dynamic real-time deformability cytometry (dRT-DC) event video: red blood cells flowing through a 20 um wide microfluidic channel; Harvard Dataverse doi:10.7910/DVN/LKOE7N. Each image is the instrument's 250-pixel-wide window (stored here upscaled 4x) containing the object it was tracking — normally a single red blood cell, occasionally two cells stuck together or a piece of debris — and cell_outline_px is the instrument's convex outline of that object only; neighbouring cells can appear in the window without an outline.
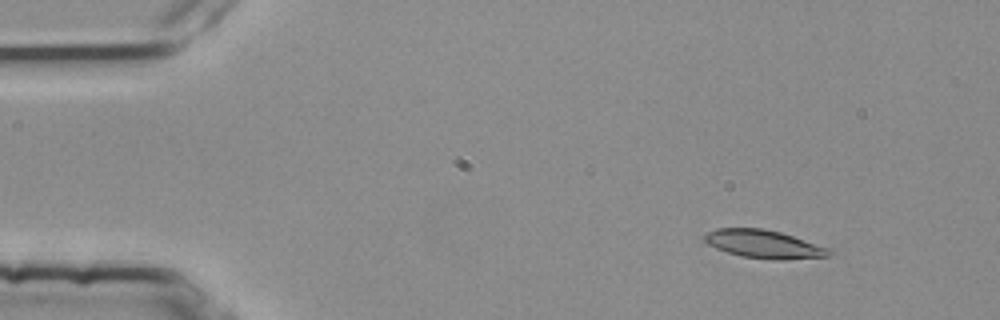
{"species": "common noctule bat (a hibernating species)", "species_latin": "Nyctalus noctula", "temperature_condition": "room temperature", "stored_images_in_passage": 48, "segment_of_instrument_passage": [1, 2], "camera_frame_rate_fps": 3000, "um_per_image_px": 0.085, "animal": {"sex": "female", "body_mass_g": 25.1}, "frame": {"image": 1, "passage_image": 1, "time_ms": 0.0, "image_size_px": [1000, 320], "cell_outline_px": [[836, 252], [828, 256], [784, 260], [772, 260], [740, 256], [716, 248], [708, 244], [704, 240], [704, 236], [708, 232], [716, 228], [764, 228], [780, 232], [836, 248]], "centroid_in_image_um": [65.06, 20.76], "position_along_channel_um": 19.9, "area_um2": 20.98}}
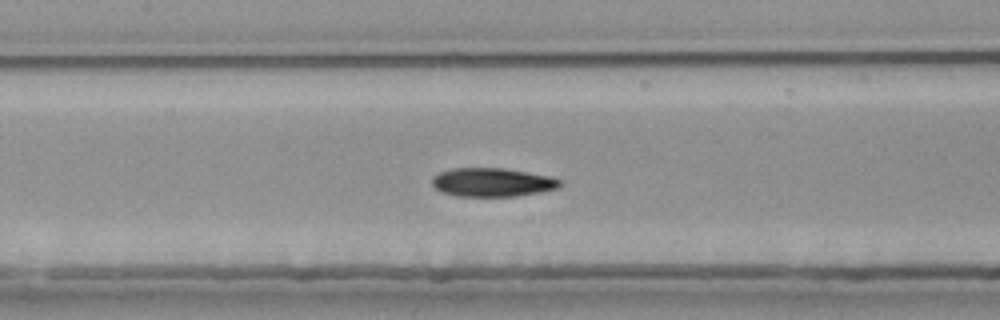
{"frame": {"image": 2, "passage_image": 20, "time_ms": 6.333, "image_size_px": [1000, 320], "cell_outline_px": [[564, 184], [560, 188], [540, 192], [516, 196], [456, 196], [440, 192], [432, 184], [432, 176], [440, 172], [452, 168], [500, 168], [552, 176], [560, 180]], "centroid_in_image_um": [41.86, 15.5], "position_along_channel_um": 165.5, "area_um2": 21.5}}
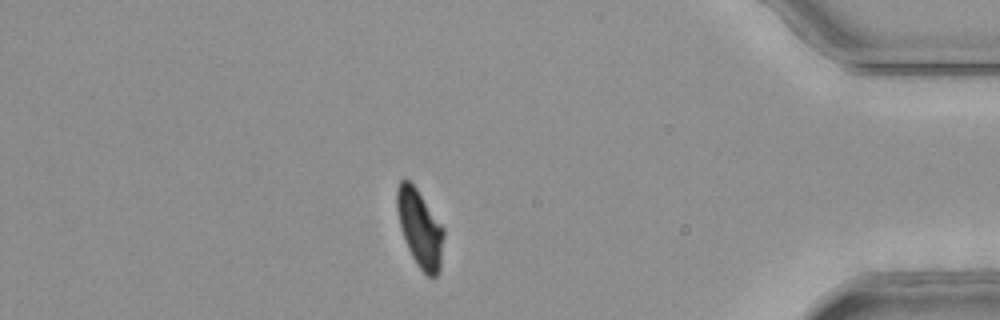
{"frame": {"image": 3, "passage_image": 42, "time_ms": 13.667, "image_size_px": [1000, 320], "cell_outline_px": [[444, 236], [440, 272], [436, 276], [428, 276], [416, 264], [404, 240], [400, 228], [396, 208], [396, 188], [400, 180], [408, 180], [416, 188], [444, 228]], "centroid_in_image_um": [35.68, 19.42], "position_along_channel_um": 399.5, "area_um2": 21.1}}